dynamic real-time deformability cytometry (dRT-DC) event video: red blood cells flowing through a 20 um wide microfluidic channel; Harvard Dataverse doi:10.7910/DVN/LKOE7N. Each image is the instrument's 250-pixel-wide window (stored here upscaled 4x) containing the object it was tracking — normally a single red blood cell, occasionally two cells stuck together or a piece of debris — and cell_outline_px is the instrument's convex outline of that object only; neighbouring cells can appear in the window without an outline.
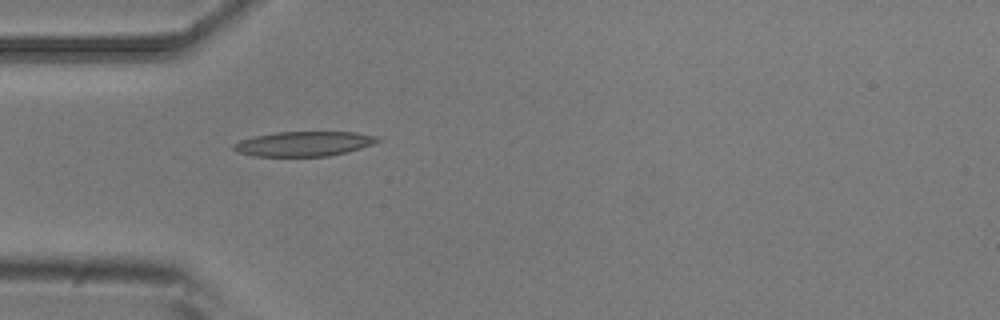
{"species": "common noctule bat (a hibernating species)", "species_latin": "Nyctalus noctula", "temperature_condition": "room temperature", "stored_images_in_passage": 5, "camera_frame_rate_fps": 3000, "um_per_image_px": 0.085, "animal": {"sex": "male", "body_mass_g": 20.5, "forearm_length_mm": 52.5}, "frame": {"image": 1, "passage_image": 5, "time_ms": 1.333, "image_size_px": [1000, 320], "cell_outline_px": [[380, 140], [372, 144], [348, 152], [328, 156], [252, 156], [240, 152], [232, 148], [232, 144], [240, 140], [256, 136], [276, 132], [356, 132], [376, 136]], "centroid_in_image_um": [25.82, 12.22], "position_along_channel_um": 59.2, "area_um2": 20.63}}